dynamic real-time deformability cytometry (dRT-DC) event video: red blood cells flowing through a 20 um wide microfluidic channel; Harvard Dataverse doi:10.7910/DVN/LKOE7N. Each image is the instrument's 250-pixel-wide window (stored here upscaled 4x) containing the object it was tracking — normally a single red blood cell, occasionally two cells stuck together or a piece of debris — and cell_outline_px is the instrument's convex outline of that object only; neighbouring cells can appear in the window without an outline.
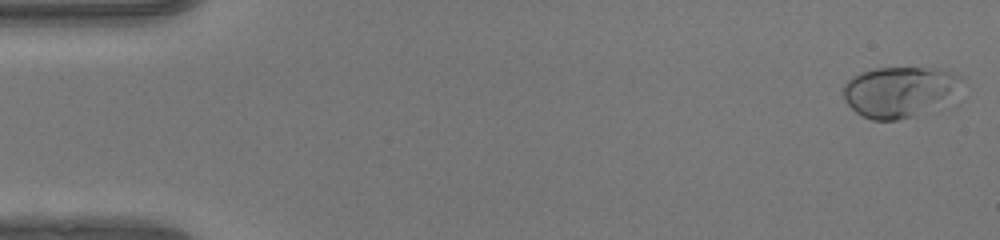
{"species": "human", "species_latin": "Homo sapiens", "temperature_condition": "warm", "stored_images_in_passage": 49, "camera_frame_rate_fps": 3000, "um_per_image_px": 0.085, "donor": {"sex": "female"}, "frame": {"image": 1, "passage_image": 1, "time_ms": 0.0, "image_size_px": [1000, 240], "cell_outline_px": [[960, 104], [916, 116], [896, 120], [872, 120], [856, 112], [844, 100], [844, 84], [852, 76], [860, 72], [876, 68], [936, 68], [956, 72], [960, 76]], "centroid_in_image_um": [76.65, 7.84], "position_along_channel_um": 8.4, "area_um2": 36.7}}
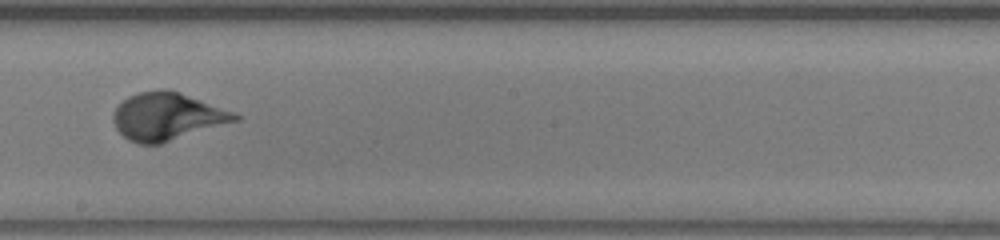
{"frame": {"image": 2, "passage_image": 28, "time_ms": 9.0, "image_size_px": [1000, 240], "cell_outline_px": [[240, 120], [160, 144], [140, 144], [128, 140], [116, 128], [112, 120], [112, 116], [116, 108], [128, 96], [136, 92], [160, 88], [168, 88], [180, 92], [236, 112], [240, 116]], "centroid_in_image_um": [14.22, 9.88], "position_along_channel_um": 234.0, "area_um2": 34.04}}
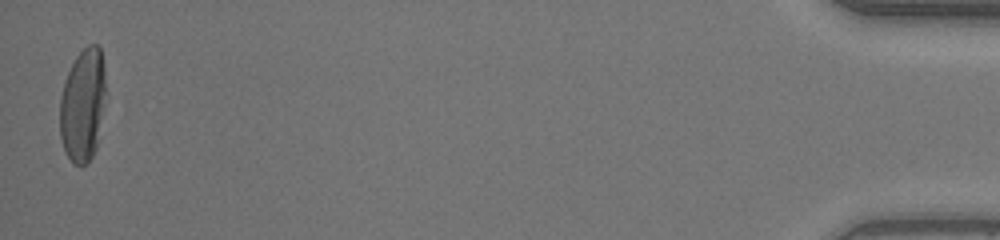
{"frame": {"image": 3, "passage_image": 49, "time_ms": 16.0, "image_size_px": [1000, 240], "cell_outline_px": [[104, 104], [96, 148], [92, 156], [80, 168], [72, 164], [64, 152], [60, 136], [60, 100], [64, 80], [76, 56], [88, 44], [96, 44], [100, 48], [104, 64]], "centroid_in_image_um": [7.02, 8.96], "position_along_channel_um": 428.2, "area_um2": 30.29}}